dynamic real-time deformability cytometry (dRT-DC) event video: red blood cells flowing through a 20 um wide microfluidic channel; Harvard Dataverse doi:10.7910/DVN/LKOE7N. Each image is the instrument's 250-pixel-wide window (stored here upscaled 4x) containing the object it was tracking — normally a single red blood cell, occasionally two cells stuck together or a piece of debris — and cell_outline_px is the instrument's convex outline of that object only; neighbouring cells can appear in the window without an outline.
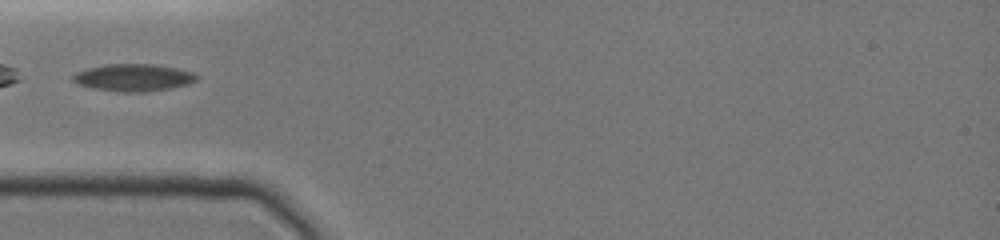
{"species": "common noctule bat (a hibernating species)", "species_latin": "Nyctalus noctula", "temperature_condition": "cold", "stored_images_in_passage": 29, "camera_frame_rate_fps": 3000, "um_per_image_px": 0.085, "animal": {"sex": "female", "body_mass_g": 19.0, "forearm_length_mm": 51.5}, "frame": {"image": 1, "passage_image": 1, "time_ms": 0.0, "image_size_px": [1000, 240], "cell_outline_px": [[196, 80], [188, 84], [168, 88], [140, 92], [124, 92], [96, 88], [80, 84], [72, 80], [72, 76], [88, 68], [108, 64], [152, 64], [176, 68], [192, 72], [196, 76]], "centroid_in_image_um": [11.36, 6.58], "position_along_channel_um": 73.6, "area_um2": 19.02}}
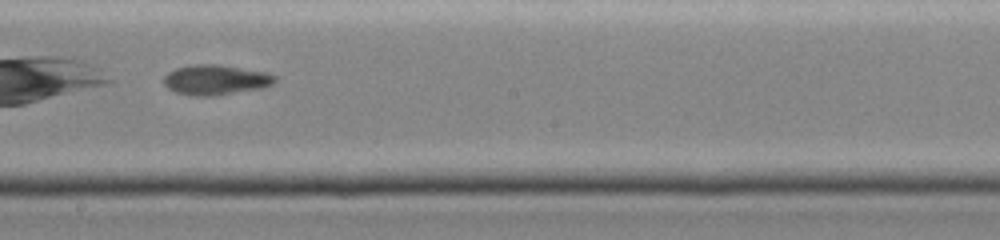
{"frame": {"image": 2, "passage_image": 13, "time_ms": 4.0, "image_size_px": [1000, 240], "cell_outline_px": [[276, 80], [272, 84], [260, 88], [212, 96], [196, 96], [176, 92], [168, 88], [164, 84], [164, 76], [168, 72], [176, 68], [192, 64], [220, 64], [264, 72], [276, 76]], "centroid_in_image_um": [18.3, 6.77], "position_along_channel_um": 229.9, "area_um2": 19.31}}
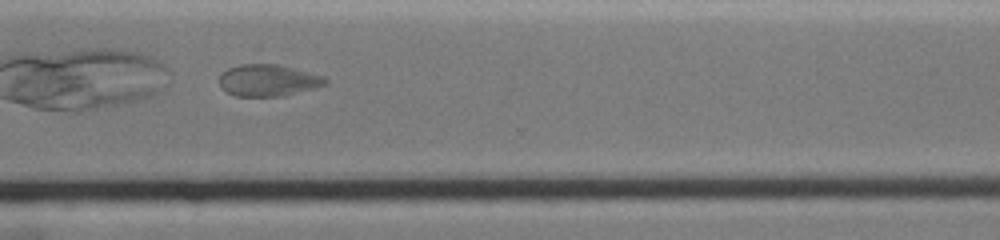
{"frame": {"image": 3, "passage_image": 22, "time_ms": 7.0, "image_size_px": [1000, 240], "cell_outline_px": [[328, 84], [280, 96], [236, 96], [224, 92], [220, 88], [220, 76], [228, 68], [240, 64], [276, 64], [324, 76], [328, 80]], "centroid_in_image_um": [22.75, 6.83], "position_along_channel_um": 347.8, "area_um2": 19.42}}